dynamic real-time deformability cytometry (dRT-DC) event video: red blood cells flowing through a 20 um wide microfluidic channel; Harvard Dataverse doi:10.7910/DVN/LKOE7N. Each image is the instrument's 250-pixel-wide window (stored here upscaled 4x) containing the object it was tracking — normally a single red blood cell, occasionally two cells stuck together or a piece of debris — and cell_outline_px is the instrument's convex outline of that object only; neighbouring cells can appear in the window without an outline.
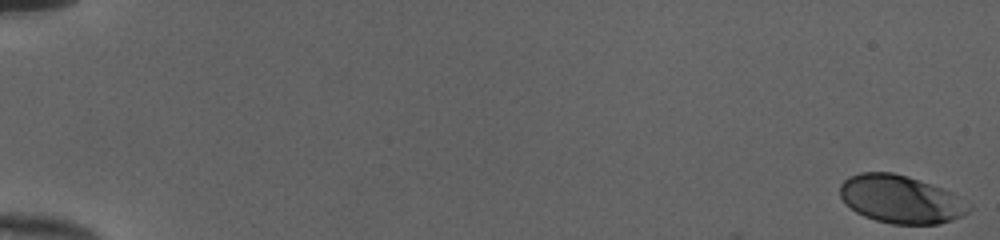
{"species": "human", "species_latin": "Homo sapiens", "temperature_condition": "cold", "stored_images_in_passage": 53, "camera_frame_rate_fps": 3000, "um_per_image_px": 0.085, "donor": {"sex": "female"}, "frame": {"image": 1, "passage_image": 1, "time_ms": 0.0, "image_size_px": [1000, 240], "cell_outline_px": [[972, 208], [964, 216], [952, 220], [936, 224], [892, 224], [876, 220], [864, 216], [856, 212], [844, 204], [840, 196], [840, 184], [848, 176], [860, 172], [892, 172], [908, 176], [952, 192], [972, 204]], "centroid_in_image_um": [76.56, 16.94], "position_along_channel_um": 8.4, "area_um2": 36.3}}
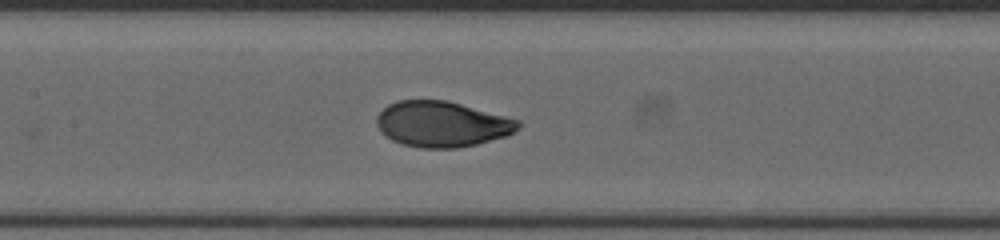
{"frame": {"image": 2, "passage_image": 28, "time_ms": 9.0, "image_size_px": [1000, 240], "cell_outline_px": [[520, 128], [504, 136], [476, 144], [456, 148], [420, 148], [404, 144], [392, 140], [380, 132], [376, 124], [376, 116], [388, 104], [396, 100], [448, 100], [520, 120]], "centroid_in_image_um": [37.53, 10.54], "position_along_channel_um": 169.9, "area_um2": 37.63}}
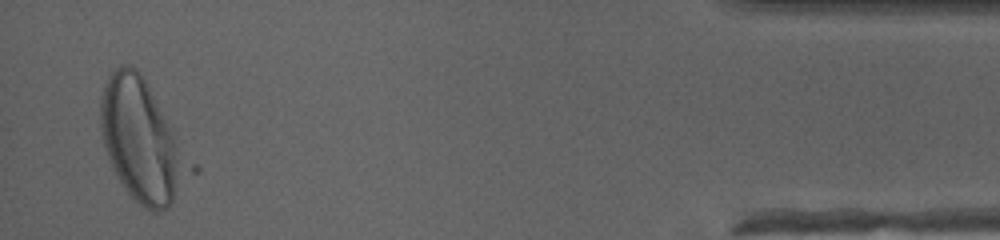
{"frame": {"image": 3, "passage_image": 52, "time_ms": 17.0, "image_size_px": [1000, 240], "cell_outline_px": [[200, 172], [168, 208], [160, 212], [152, 212], [144, 208], [128, 192], [112, 168], [100, 132], [100, 96], [104, 84], [108, 76], [120, 64], [132, 64], [144, 76], [200, 168]], "centroid_in_image_um": [12.19, 12.0], "position_along_channel_um": 423.0, "area_um2": 65.43}, "authors_computed_cell_mechanics": {"area_um2": 37.6278, "velocity_mm_per_s": 4.0084, "shape_relaxation_time_tau1_ms": 3.0944, "shape_relaxation_time_tau2_ms": null, "deformation_change_tau1": 0.1689, "deformation_change_tau2": null}}